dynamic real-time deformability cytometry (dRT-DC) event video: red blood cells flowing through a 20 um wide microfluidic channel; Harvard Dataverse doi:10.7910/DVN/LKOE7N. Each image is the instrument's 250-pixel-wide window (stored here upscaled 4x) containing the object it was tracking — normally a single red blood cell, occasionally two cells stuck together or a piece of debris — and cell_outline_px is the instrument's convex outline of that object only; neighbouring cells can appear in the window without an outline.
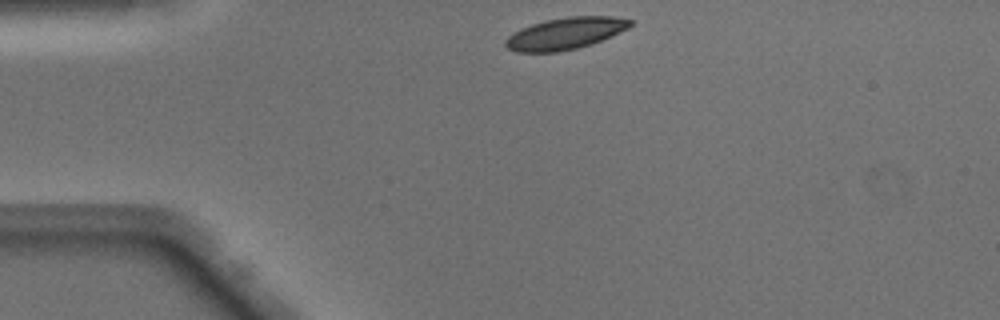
{"species": "Egyptian fruit bat (a non-hibernating species)", "species_latin": "Rousettus aegyptiacus", "temperature_condition": "warm", "stored_images_in_passage": 39, "camera_frame_rate_fps": 3000, "um_per_image_px": 0.085, "animal": {"sex": "male"}, "frame": {"image": 1, "passage_image": 1, "time_ms": 0.0, "image_size_px": [1000, 320], "cell_outline_px": [[632, 24], [628, 28], [592, 44], [576, 48], [556, 52], [516, 52], [508, 48], [504, 44], [504, 40], [508, 36], [532, 24], [544, 20], [568, 16], [612, 16], [632, 20]], "centroid_in_image_um": [48.04, 2.84], "position_along_channel_um": 37.0, "area_um2": 22.89}}
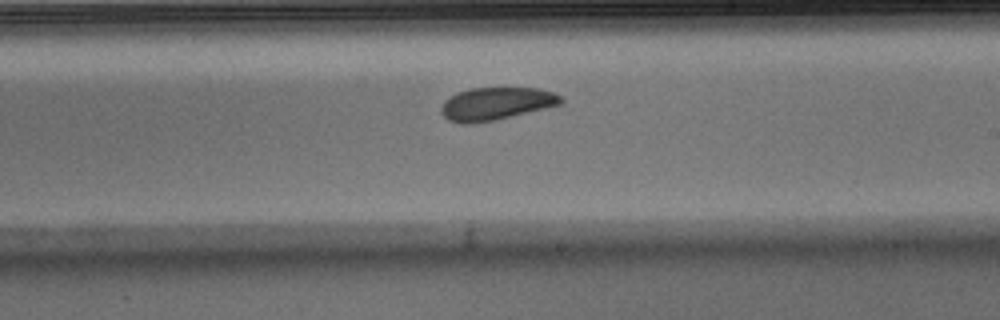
{"frame": {"image": 2, "passage_image": 19, "time_ms": 6.0, "image_size_px": [1000, 320], "cell_outline_px": [[564, 100], [560, 104], [548, 108], [492, 120], [468, 124], [460, 124], [448, 120], [440, 112], [440, 108], [444, 100], [460, 92], [472, 88], [536, 88], [552, 92], [560, 96]], "centroid_in_image_um": [42.15, 8.82], "position_along_channel_um": 246.8, "area_um2": 22.6}}
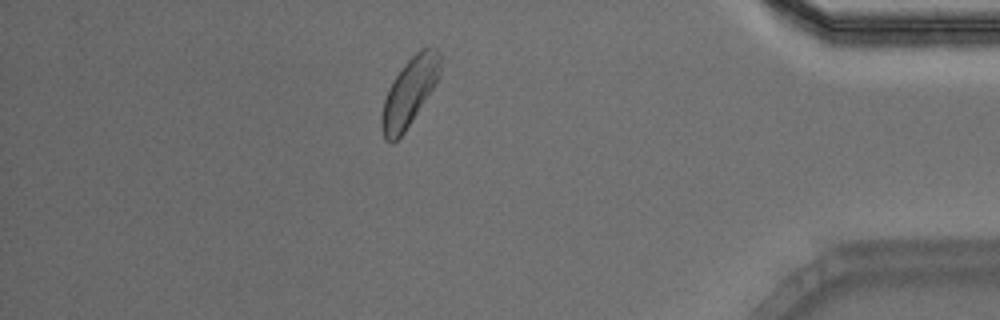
{"frame": {"image": 3, "passage_image": 33, "time_ms": 10.667, "image_size_px": [1000, 320], "cell_outline_px": [[440, 76], [404, 132], [392, 144], [384, 140], [380, 128], [380, 116], [384, 100], [396, 76], [404, 64], [420, 48], [436, 48], [440, 52]], "centroid_in_image_um": [34.77, 7.85], "position_along_channel_um": 400.4, "area_um2": 22.83}, "authors_computed_cell_mechanics": {"area_um2": 23.12, "velocity_mm_per_s": 4.0915, "shape_relaxation_time_tau1_ms": 2.6518, "shape_relaxation_time_tau2_ms": 10.1337, "deformation_change_tau1": 0.0902, "deformation_change_tau2": 0.1702}}